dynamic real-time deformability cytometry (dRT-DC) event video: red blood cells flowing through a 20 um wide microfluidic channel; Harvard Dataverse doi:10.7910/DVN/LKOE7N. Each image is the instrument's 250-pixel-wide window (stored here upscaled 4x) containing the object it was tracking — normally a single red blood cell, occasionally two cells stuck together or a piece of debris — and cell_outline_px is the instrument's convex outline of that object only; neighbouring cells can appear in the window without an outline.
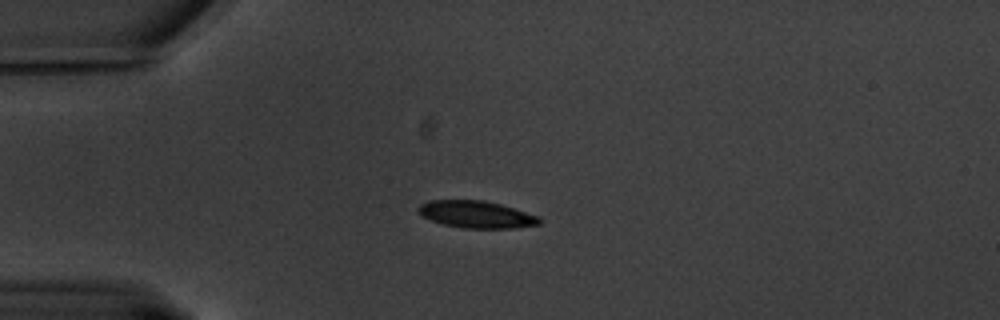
{"species": "common noctule bat (a hibernating species)", "species_latin": "Nyctalus noctula", "temperature_condition": "warm", "stored_images_in_passage": 47, "camera_frame_rate_fps": 3000, "um_per_image_px": 0.085, "animal": {"sex": "male", "body_mass_g": 20.1, "forearm_length_mm": 53.5}, "frame": {"image": 1, "passage_image": 1, "time_ms": 0.0, "image_size_px": [1000, 320], "cell_outline_px": [[540, 224], [516, 228], [464, 228], [444, 224], [432, 220], [424, 216], [416, 208], [420, 204], [428, 200], [484, 200], [500, 204], [540, 216]], "centroid_in_image_um": [40.51, 18.22], "position_along_channel_um": 44.5, "area_um2": 19.02}}
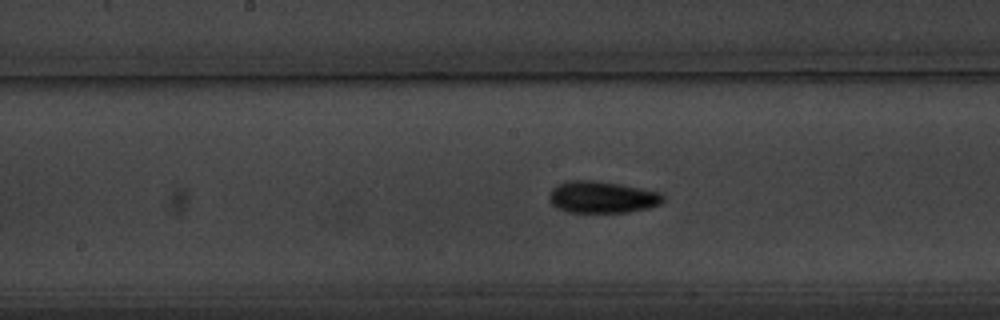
{"frame": {"image": 2, "passage_image": 17, "time_ms": 5.333, "image_size_px": [1000, 320], "cell_outline_px": [[664, 200], [660, 204], [648, 208], [628, 212], [568, 212], [556, 208], [548, 200], [548, 196], [552, 188], [556, 184], [564, 180], [596, 180], [620, 184], [660, 192], [664, 196]], "centroid_in_image_um": [51.13, 16.74], "position_along_channel_um": 197.1, "area_um2": 21.39}}
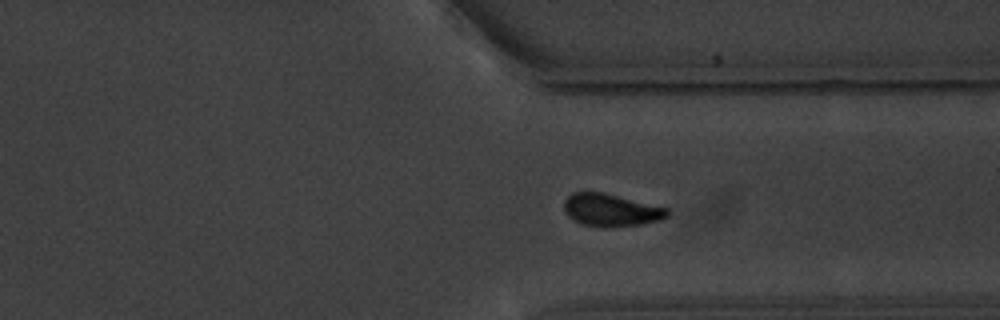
{"frame": {"image": 3, "passage_image": 32, "time_ms": 10.333, "image_size_px": [1000, 320], "cell_outline_px": [[668, 216], [660, 220], [640, 224], [604, 228], [584, 224], [572, 220], [564, 212], [564, 200], [572, 192], [600, 192], [668, 208]], "centroid_in_image_um": [51.89, 17.87], "position_along_channel_um": 359.5, "area_um2": 19.42}, "authors_computed_cell_mechanics": {"area_um2": 19.9988, "velocity_mm_per_s": 3.2609, "shape_relaxation_time_tau1_ms": 3.1755, "shape_relaxation_time_tau2_ms": 2.0129, "deformation_change_tau1": 0.1233, "deformation_change_tau2": 0.0567}}